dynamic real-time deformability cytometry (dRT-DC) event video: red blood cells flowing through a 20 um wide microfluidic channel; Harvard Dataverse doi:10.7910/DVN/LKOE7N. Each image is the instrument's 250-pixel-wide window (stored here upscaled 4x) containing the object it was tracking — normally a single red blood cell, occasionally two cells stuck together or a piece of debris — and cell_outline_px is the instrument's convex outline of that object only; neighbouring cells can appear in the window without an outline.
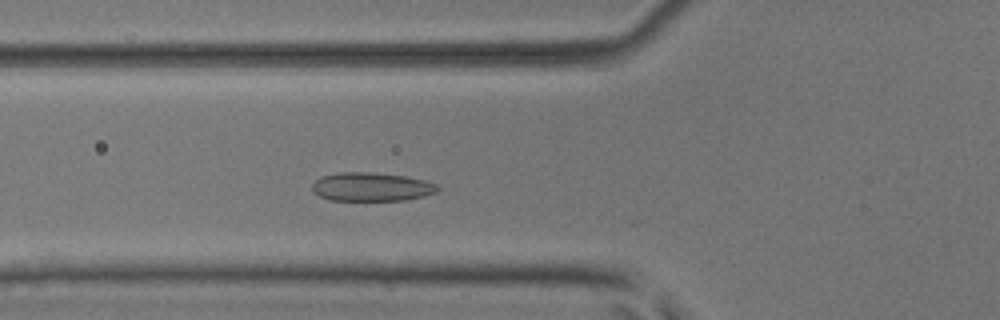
{"species": "common noctule bat (a hibernating species)", "species_latin": "Nyctalus noctula", "temperature_condition": "room temperature", "stored_images_in_passage": 10, "camera_frame_rate_fps": 3000, "um_per_image_px": 0.085, "animal": {"sex": "male", "body_mass_g": 17.9, "forearm_length_mm": 54.2}, "frame": {"image": 1, "passage_image": 7, "time_ms": 2.0, "image_size_px": [1000, 320], "cell_outline_px": [[440, 188], [436, 192], [424, 196], [404, 200], [328, 200], [312, 192], [312, 184], [320, 176], [340, 172], [368, 172], [404, 176], [424, 180], [436, 184]], "centroid_in_image_um": [31.54, 15.88], "position_along_channel_um": 94.3, "area_um2": 20.92}}